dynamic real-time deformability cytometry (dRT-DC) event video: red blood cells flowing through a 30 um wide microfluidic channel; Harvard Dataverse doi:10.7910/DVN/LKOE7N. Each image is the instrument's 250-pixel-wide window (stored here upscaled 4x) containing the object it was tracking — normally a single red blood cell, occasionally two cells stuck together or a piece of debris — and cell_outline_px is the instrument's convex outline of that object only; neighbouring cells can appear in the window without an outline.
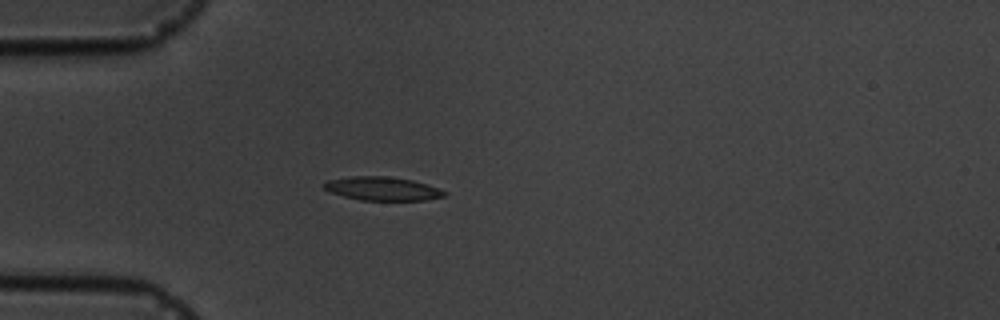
{"species": "common noctule bat (a hibernating species)", "species_latin": "Nyctalus noctula", "temperature_condition": "cold", "stored_images_in_passage": 5, "camera_frame_rate_fps": 3000, "um_per_image_px": 0.085, "animal": {"sex": "male", "body_mass_g": 19.5, "forearm_length_mm": 54.6}, "frame": {"image": 1, "passage_image": 4, "time_ms": 3.333, "image_size_px": [1000, 320], "cell_outline_px": [[448, 192], [444, 196], [424, 200], [360, 200], [328, 192], [324, 188], [324, 184], [328, 180], [352, 176], [388, 176], [412, 180], [428, 184]], "centroid_in_image_um": [32.51, 16.03], "position_along_channel_um": 52.5, "area_um2": 16.53}}